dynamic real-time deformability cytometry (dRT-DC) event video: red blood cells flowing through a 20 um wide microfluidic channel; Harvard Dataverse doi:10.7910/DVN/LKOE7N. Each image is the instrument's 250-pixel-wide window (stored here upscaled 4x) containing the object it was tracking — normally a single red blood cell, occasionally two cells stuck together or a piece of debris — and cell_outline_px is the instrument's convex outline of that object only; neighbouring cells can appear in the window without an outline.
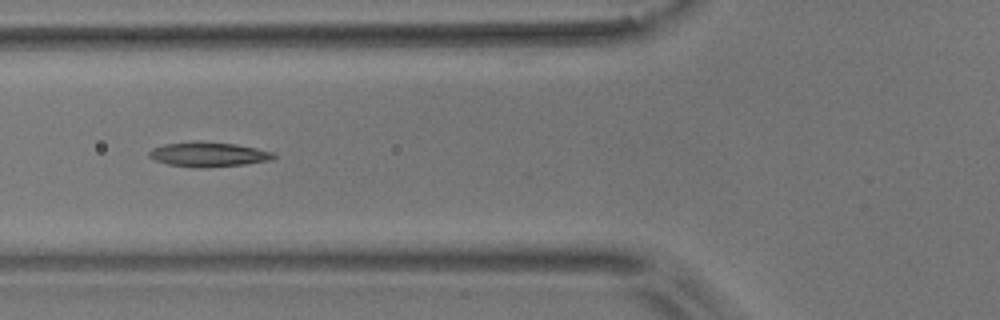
{"species": "common noctule bat (a hibernating species)", "species_latin": "Nyctalus noctula", "temperature_condition": "room temperature", "stored_images_in_passage": 9, "camera_frame_rate_fps": 3000, "um_per_image_px": 0.085, "animal": {"sex": "male", "body_mass_g": 17.9}, "frame": {"image": 1, "passage_image": 6, "time_ms": 6.333, "image_size_px": [1000, 320], "cell_outline_px": [[276, 156], [272, 160], [244, 164], [204, 168], [196, 168], [168, 164], [156, 160], [148, 156], [148, 152], [152, 148], [164, 144], [196, 140], [200, 140], [236, 144], [256, 148], [272, 152]], "centroid_in_image_um": [17.69, 13.11], "position_along_channel_um": 108.1, "area_um2": 18.09}}
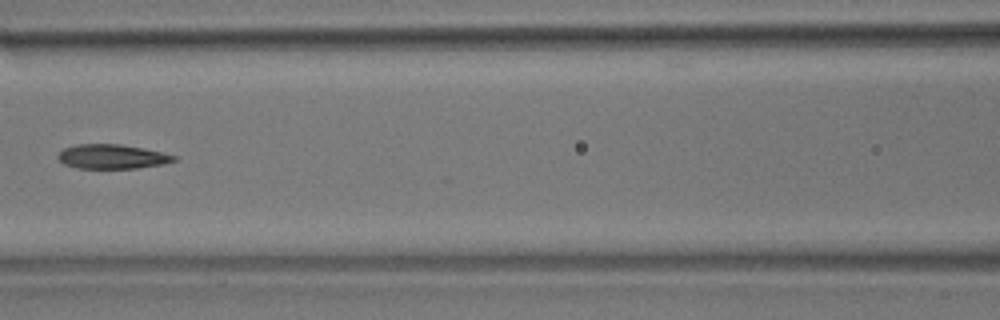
{"frame": {"image": 2, "passage_image": 7, "time_ms": 7.667, "image_size_px": [1000, 320], "cell_outline_px": [[176, 160], [164, 164], [136, 168], [80, 168], [64, 164], [56, 156], [64, 148], [76, 144], [120, 144], [160, 152], [176, 156]], "centroid_in_image_um": [9.5, 13.31], "position_along_channel_um": 157.1, "area_um2": 16.24}}
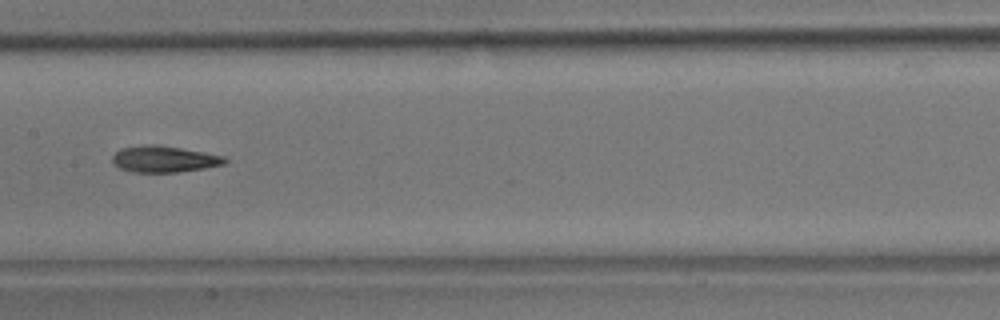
{"frame": {"image": 3, "passage_image": 8, "time_ms": 8.667, "image_size_px": [1000, 320], "cell_outline_px": [[228, 160], [224, 164], [204, 168], [176, 172], [132, 172], [120, 168], [112, 164], [112, 156], [120, 148], [148, 144], [156, 144], [204, 152], [224, 156]], "centroid_in_image_um": [13.91, 13.52], "position_along_channel_um": 193.5, "area_um2": 17.28}}